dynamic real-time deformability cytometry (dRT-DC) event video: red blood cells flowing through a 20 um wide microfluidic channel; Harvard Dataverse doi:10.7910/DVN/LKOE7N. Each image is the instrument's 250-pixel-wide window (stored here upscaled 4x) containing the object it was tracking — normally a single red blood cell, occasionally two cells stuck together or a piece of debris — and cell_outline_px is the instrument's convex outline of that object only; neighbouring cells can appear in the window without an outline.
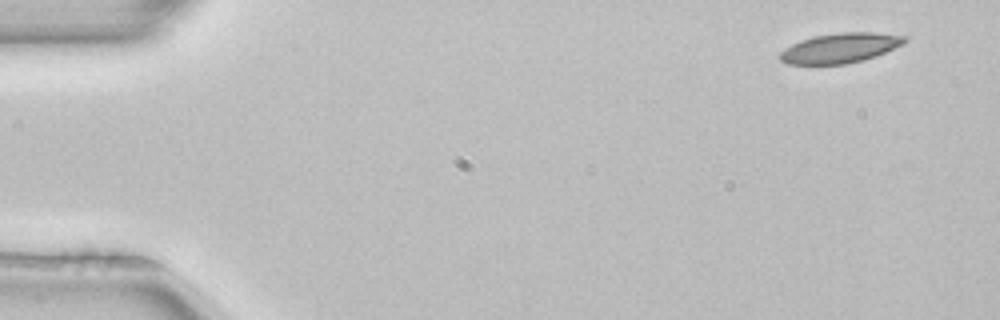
{"species": "common noctule bat (a hibernating species)", "species_latin": "Nyctalus noctula", "temperature_condition": "room temperature", "stored_images_in_passage": 5, "segment_of_instrument_passage": [1, 2], "camera_frame_rate_fps": 3000, "um_per_image_px": 0.085, "animal": {"sex": "female", "body_mass_g": 22.7, "forearm_length_mm": 54.2}, "frame": {"image": 1, "passage_image": 1, "time_ms": 0.0, "image_size_px": [1000, 320], "cell_outline_px": [[908, 40], [904, 44], [876, 56], [844, 64], [788, 64], [780, 60], [780, 52], [784, 48], [800, 40], [816, 36], [840, 32], [876, 32], [908, 36]], "centroid_in_image_um": [71.45, 4.07], "position_along_channel_um": 13.6, "area_um2": 21.68}}